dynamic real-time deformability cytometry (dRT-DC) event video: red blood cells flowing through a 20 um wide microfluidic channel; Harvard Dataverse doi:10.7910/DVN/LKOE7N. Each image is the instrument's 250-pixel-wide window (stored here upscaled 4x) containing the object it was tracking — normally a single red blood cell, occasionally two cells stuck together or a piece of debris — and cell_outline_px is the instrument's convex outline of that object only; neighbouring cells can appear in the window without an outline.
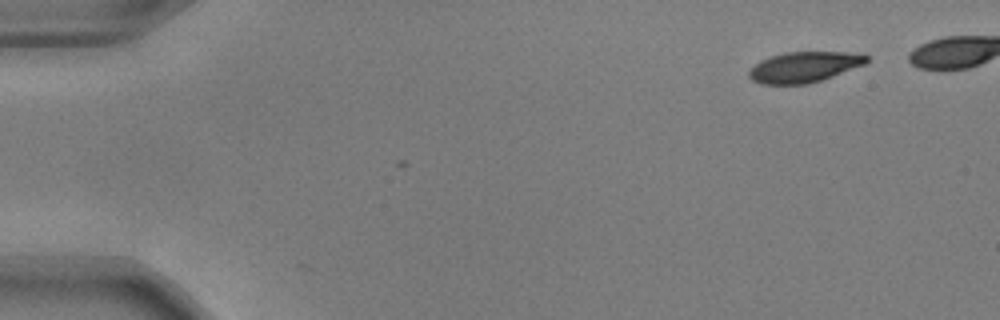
{"species": "common noctule bat (a hibernating species)", "species_latin": "Nyctalus noctula", "temperature_condition": "warm", "stored_images_in_passage": 3, "camera_frame_rate_fps": 3000, "um_per_image_px": 0.085, "animal": {"sex": "male", "body_mass_g": 17.9, "forearm_length_mm": 54.2}, "frame": {"image": 1, "passage_image": 1, "time_ms": 0.0, "image_size_px": [1000, 320], "cell_outline_px": [[868, 60], [864, 64], [832, 76], [808, 84], [760, 84], [752, 80], [748, 76], [748, 72], [760, 60], [772, 56], [788, 52], [844, 52], [868, 56]], "centroid_in_image_um": [68.3, 5.7], "position_along_channel_um": 16.7, "area_um2": 20.58}}